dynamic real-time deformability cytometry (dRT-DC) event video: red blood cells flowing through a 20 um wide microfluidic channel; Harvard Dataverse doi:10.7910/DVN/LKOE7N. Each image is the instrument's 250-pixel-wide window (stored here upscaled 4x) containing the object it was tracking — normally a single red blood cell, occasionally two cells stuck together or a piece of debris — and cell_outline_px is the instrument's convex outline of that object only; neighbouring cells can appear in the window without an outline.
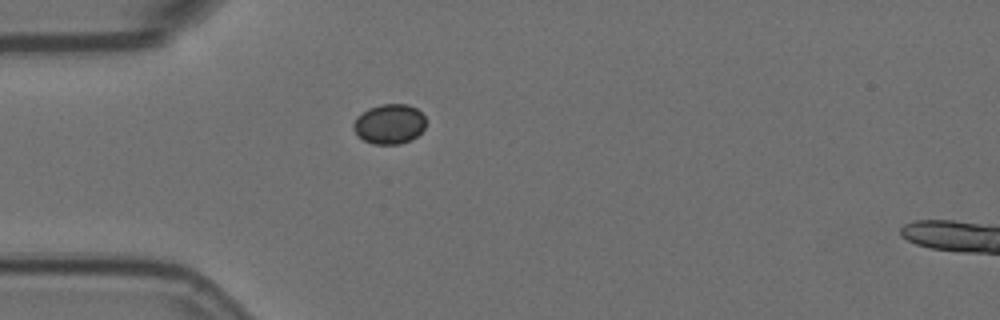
{"species": "Egyptian fruit bat (a non-hibernating species)", "species_latin": "Rousettus aegyptiacus", "temperature_condition": "room temperature", "stored_images_in_passage": 1, "camera_frame_rate_fps": 3000, "um_per_image_px": 0.085, "animal": {"sex": "female"}, "frame": {"image": 1, "passage_image": 1, "time_ms": 0.0, "image_size_px": [1000, 320], "cell_outline_px": [[424, 128], [412, 140], [400, 144], [372, 144], [356, 136], [352, 128], [352, 124], [356, 116], [368, 108], [380, 104], [408, 104], [416, 108], [424, 116]], "centroid_in_image_um": [33.04, 10.54], "position_along_channel_um": 52.0, "area_um2": 17.05}}